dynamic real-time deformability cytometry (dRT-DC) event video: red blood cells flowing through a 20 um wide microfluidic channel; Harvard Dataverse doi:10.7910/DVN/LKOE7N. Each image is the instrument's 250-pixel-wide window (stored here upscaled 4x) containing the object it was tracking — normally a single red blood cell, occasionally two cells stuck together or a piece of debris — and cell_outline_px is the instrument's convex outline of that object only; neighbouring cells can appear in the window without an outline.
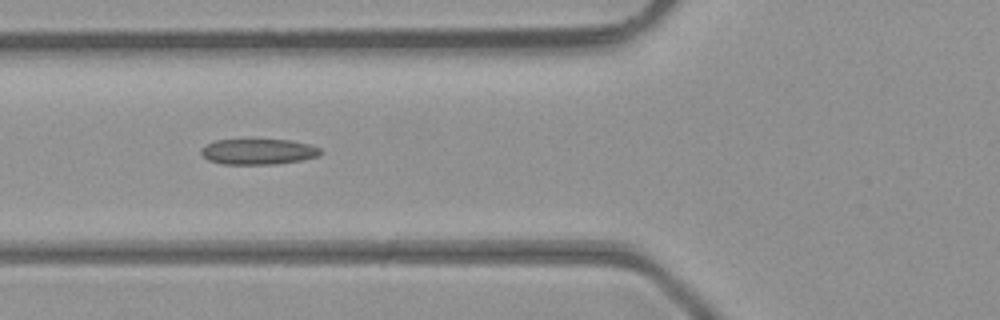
{"species": "common noctule bat (a hibernating species)", "species_latin": "Nyctalus noctula", "temperature_condition": "room temperature", "stored_images_in_passage": 6, "camera_frame_rate_fps": 3000, "um_per_image_px": 0.085, "animal": {"sex": "male", "body_mass_g": 23.1, "forearm_length_mm": 52.7}, "frame": {"image": 1, "passage_image": 6, "time_ms": 1.667, "image_size_px": [1000, 320], "cell_outline_px": [[324, 152], [320, 156], [304, 160], [276, 164], [224, 164], [208, 160], [200, 152], [200, 148], [216, 140], [288, 140], [308, 144], [320, 148]], "centroid_in_image_um": [22.0, 12.9], "position_along_channel_um": 103.8, "area_um2": 17.86}}